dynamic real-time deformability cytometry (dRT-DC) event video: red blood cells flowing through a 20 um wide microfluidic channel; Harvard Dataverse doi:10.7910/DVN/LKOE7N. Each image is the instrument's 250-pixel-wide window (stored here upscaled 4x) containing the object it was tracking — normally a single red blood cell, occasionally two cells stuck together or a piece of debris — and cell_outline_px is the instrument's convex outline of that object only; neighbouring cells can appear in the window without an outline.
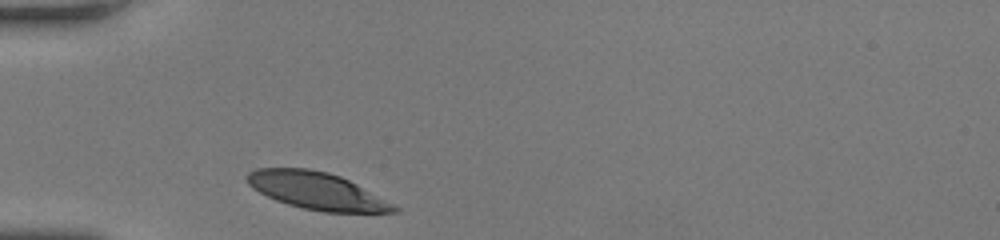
{"species": "human", "species_latin": "Homo sapiens", "temperature_condition": "room temperature", "stored_images_in_passage": 26, "camera_frame_rate_fps": 3000, "um_per_image_px": 0.085, "donor": {"sex": "female"}, "frame": {"image": 1, "passage_image": 1, "time_ms": 0.0, "image_size_px": [1000, 240], "cell_outline_px": [[400, 208], [396, 212], [324, 212], [304, 208], [288, 204], [276, 200], [252, 188], [244, 180], [244, 176], [248, 172], [256, 168], [308, 168], [328, 172], [340, 176], [356, 184]], "centroid_in_image_um": [26.86, 16.2], "position_along_channel_um": 58.1, "area_um2": 31.56}}
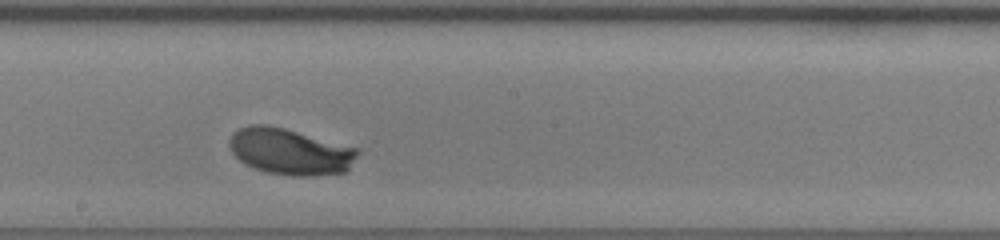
{"frame": {"image": 2, "passage_image": 14, "time_ms": 4.333, "image_size_px": [1000, 240], "cell_outline_px": [[360, 152], [348, 172], [312, 176], [292, 176], [268, 172], [244, 164], [232, 152], [228, 144], [228, 140], [232, 132], [248, 124], [268, 124], [284, 128], [360, 148]], "centroid_in_image_um": [24.68, 12.88], "position_along_channel_um": 223.5, "area_um2": 35.03}}
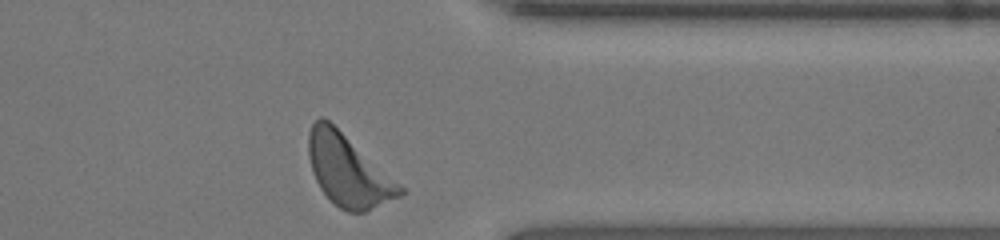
{"frame": {"image": 3, "passage_image": 26, "time_ms": 8.333, "image_size_px": [1000, 240], "cell_outline_px": [[408, 192], [400, 196], [364, 212], [348, 212], [340, 208], [320, 188], [312, 172], [308, 156], [308, 132], [312, 124], [320, 116], [328, 120], [400, 184]], "centroid_in_image_um": [29.57, 14.5], "position_along_channel_um": 381.8, "area_um2": 37.28}, "authors_computed_cell_mechanics": {"area_um2": 34.3332, "velocity_mm_per_s": 4.0871, "shape_relaxation_time_tau1_ms": 1.7408, "shape_relaxation_time_tau2_ms": 9.19, "deformation_change_tau1": 0.1325, "deformation_change_tau2": 0.2598}}